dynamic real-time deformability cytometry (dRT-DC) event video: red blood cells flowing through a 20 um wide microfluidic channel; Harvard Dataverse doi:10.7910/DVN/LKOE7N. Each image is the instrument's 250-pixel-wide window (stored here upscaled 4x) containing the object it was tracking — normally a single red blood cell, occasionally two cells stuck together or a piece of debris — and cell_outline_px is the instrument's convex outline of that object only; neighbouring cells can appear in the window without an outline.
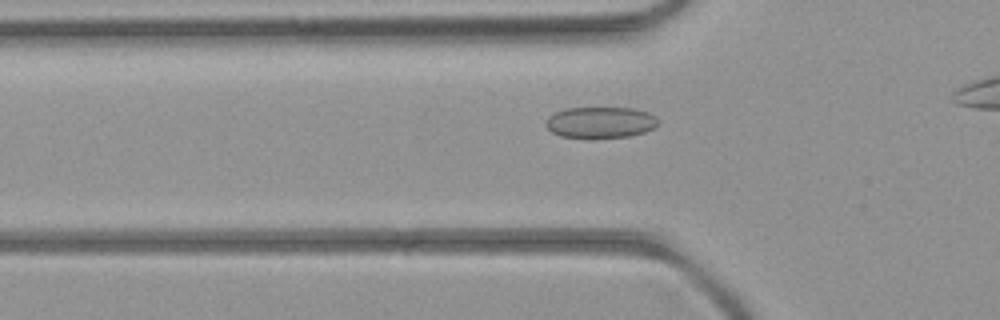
{"species": "common noctule bat (a hibernating species)", "species_latin": "Nyctalus noctula", "temperature_condition": "room temperature", "stored_images_in_passage": 29, "camera_frame_rate_fps": 3000, "um_per_image_px": 0.085, "animal": {"sex": "female", "body_mass_g": 21.9}, "frame": {"image": 1, "passage_image": 4, "time_ms": 1.0, "image_size_px": [1000, 320], "cell_outline_px": [[660, 124], [644, 132], [628, 136], [560, 136], [552, 132], [544, 124], [548, 116], [556, 112], [568, 108], [632, 108], [648, 112], [656, 116], [660, 120]], "centroid_in_image_um": [51.07, 10.37], "position_along_channel_um": 74.7, "area_um2": 20.0}}
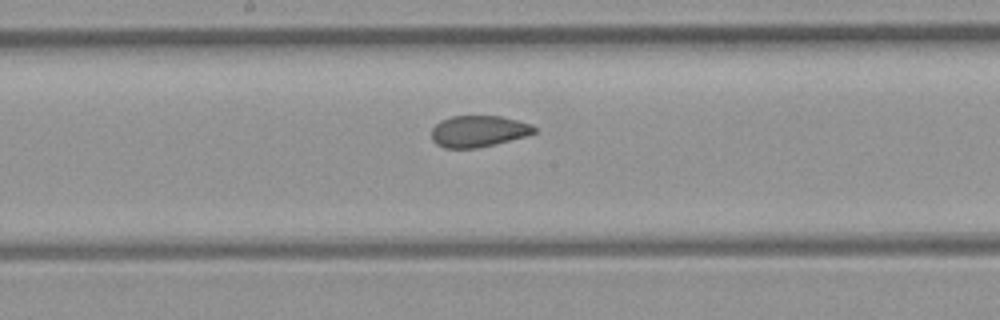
{"frame": {"image": 2, "passage_image": 14, "time_ms": 4.333, "image_size_px": [1000, 320], "cell_outline_px": [[536, 132], [528, 136], [476, 148], [444, 148], [436, 144], [432, 140], [432, 128], [440, 120], [452, 116], [500, 116], [532, 124], [536, 128]], "centroid_in_image_um": [40.67, 11.15], "position_along_channel_um": 207.5, "area_um2": 18.84}}
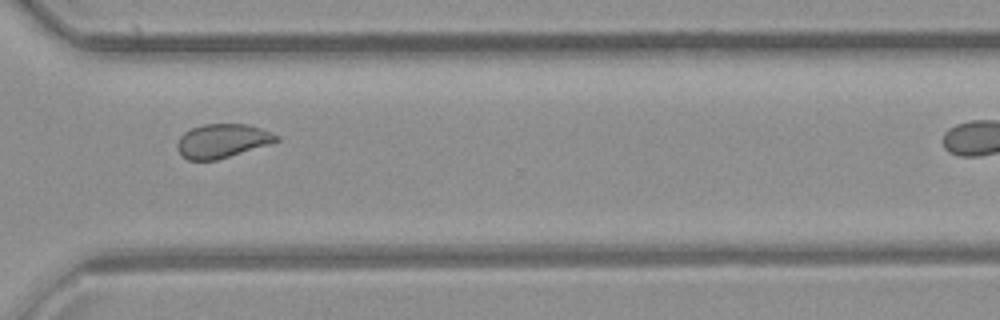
{"frame": {"image": 3, "passage_image": 25, "time_ms": 8.0, "image_size_px": [1000, 320], "cell_outline_px": [[280, 140], [268, 144], [216, 160], [188, 160], [176, 148], [176, 144], [180, 136], [184, 132], [192, 128], [204, 124], [248, 124], [260, 128], [280, 136]], "centroid_in_image_um": [18.88, 11.96], "position_along_channel_um": 351.7, "area_um2": 19.36}}